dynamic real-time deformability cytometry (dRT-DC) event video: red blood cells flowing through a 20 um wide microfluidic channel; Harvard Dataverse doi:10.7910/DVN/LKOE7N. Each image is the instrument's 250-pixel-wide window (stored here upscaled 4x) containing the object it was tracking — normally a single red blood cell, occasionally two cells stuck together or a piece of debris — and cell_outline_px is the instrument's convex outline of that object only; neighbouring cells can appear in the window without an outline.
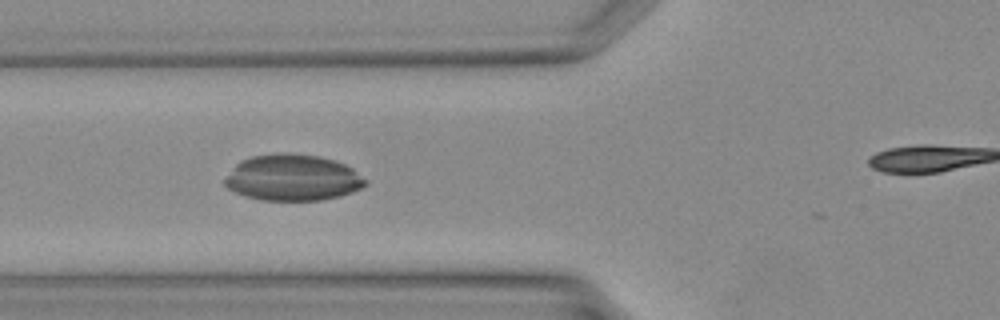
{"species": "Egyptian fruit bat (a non-hibernating species)", "species_latin": "Rousettus aegyptiacus", "temperature_condition": "warm", "stored_images_in_passage": 25, "camera_frame_rate_fps": 3000, "um_per_image_px": 0.085, "animal": {"sex": "female"}, "frame": {"image": 1, "passage_image": 7, "time_ms": 2.0, "image_size_px": [1000, 320], "cell_outline_px": [[368, 184], [352, 192], [320, 200], [264, 200], [248, 196], [236, 192], [228, 188], [224, 184], [224, 180], [236, 164], [240, 160], [252, 156], [280, 152], [284, 152], [320, 156], [336, 160], [352, 168], [368, 180]], "centroid_in_image_um": [24.9, 15.08], "position_along_channel_um": 100.9, "area_um2": 37.8}}
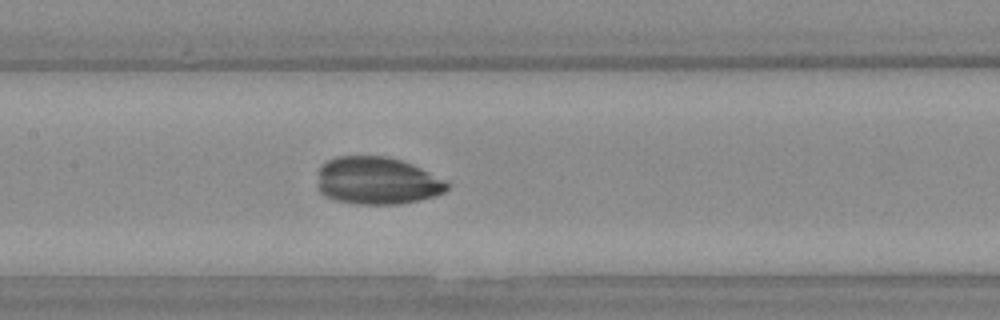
{"frame": {"image": 2, "passage_image": 11, "time_ms": 3.333, "image_size_px": [1000, 320], "cell_outline_px": [[452, 184], [444, 192], [432, 196], [400, 204], [360, 204], [336, 200], [324, 196], [320, 192], [316, 184], [320, 164], [336, 156], [384, 156], [400, 160], [412, 164], [448, 180]], "centroid_in_image_um": [32.04, 15.35], "position_along_channel_um": 175.4, "area_um2": 36.18}}
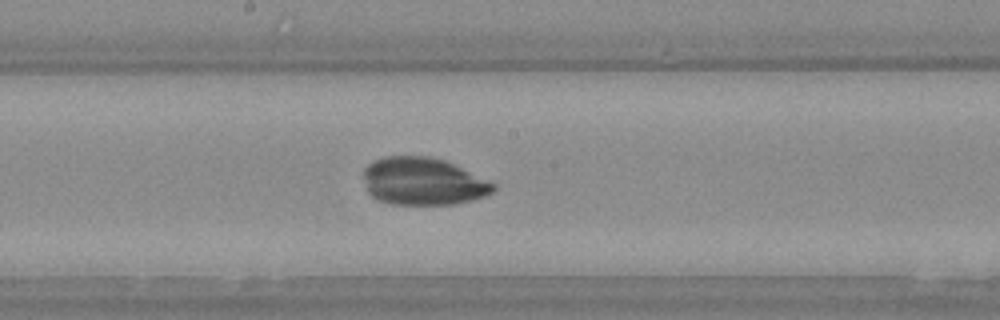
{"frame": {"image": 3, "passage_image": 13, "time_ms": 4.0, "image_size_px": [1000, 320], "cell_outline_px": [[496, 188], [492, 192], [484, 196], [452, 204], [392, 204], [380, 200], [372, 196], [368, 192], [364, 176], [364, 168], [368, 164], [376, 160], [388, 156], [428, 156], [444, 160], [488, 180], [496, 184]], "centroid_in_image_um": [35.95, 15.41], "position_along_channel_um": 212.2, "area_um2": 35.49}}